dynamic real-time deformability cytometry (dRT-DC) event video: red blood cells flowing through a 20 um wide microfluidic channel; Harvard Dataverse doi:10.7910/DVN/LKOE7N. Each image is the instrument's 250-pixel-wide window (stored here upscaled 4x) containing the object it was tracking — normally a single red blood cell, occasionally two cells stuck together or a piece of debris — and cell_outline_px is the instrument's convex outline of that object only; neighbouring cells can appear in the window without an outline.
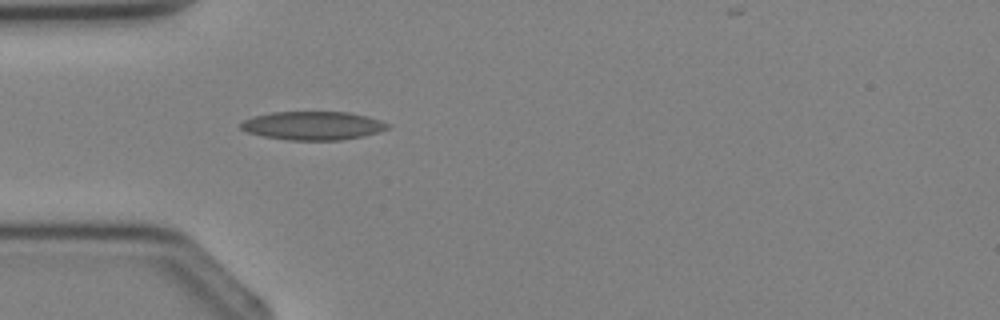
{"species": "Egyptian fruit bat (a non-hibernating species)", "species_latin": "Rousettus aegyptiacus", "temperature_condition": "cold", "stored_images_in_passage": 3, "camera_frame_rate_fps": 3000, "um_per_image_px": 0.085, "animal": {"sex": "female"}, "frame": {"image": 1, "passage_image": 3, "time_ms": 3.333, "image_size_px": [1000, 320], "cell_outline_px": [[388, 128], [380, 132], [340, 140], [288, 140], [264, 136], [244, 132], [240, 128], [240, 124], [244, 120], [252, 116], [272, 112], [348, 112], [380, 120], [388, 124]], "centroid_in_image_um": [26.53, 10.68], "position_along_channel_um": 58.5, "area_um2": 24.28}}